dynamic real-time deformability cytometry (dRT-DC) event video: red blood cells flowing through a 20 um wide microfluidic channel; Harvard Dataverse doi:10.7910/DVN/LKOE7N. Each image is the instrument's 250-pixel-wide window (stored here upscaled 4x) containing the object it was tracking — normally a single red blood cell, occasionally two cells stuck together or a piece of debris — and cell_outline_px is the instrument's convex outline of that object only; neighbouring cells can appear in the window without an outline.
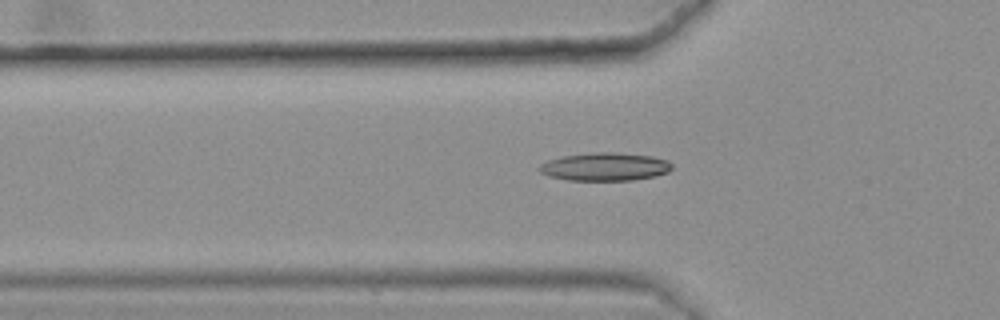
{"species": "common noctule bat (a hibernating species)", "species_latin": "Nyctalus noctula", "temperature_condition": "warm", "stored_images_in_passage": 42, "camera_frame_rate_fps": 3000, "um_per_image_px": 0.085, "animal": {"sex": "female", "body_mass_g": 25.1}, "frame": {"image": 1, "passage_image": 12, "time_ms": 3.667, "image_size_px": [1000, 320], "cell_outline_px": [[672, 168], [668, 172], [656, 176], [632, 180], [568, 180], [548, 176], [540, 172], [536, 168], [540, 164], [548, 160], [560, 156], [592, 152], [616, 152], [652, 156], [668, 160], [672, 164]], "centroid_in_image_um": [51.4, 14.16], "position_along_channel_um": 74.4, "area_um2": 21.96}}
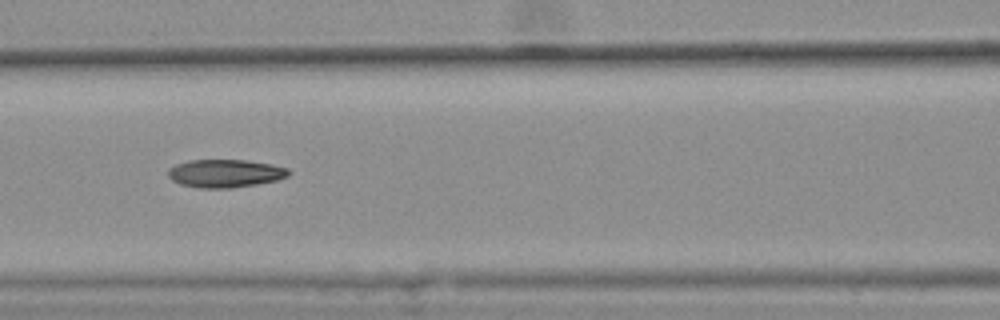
{"frame": {"image": 2, "passage_image": 18, "time_ms": 5.667, "image_size_px": [1000, 320], "cell_outline_px": [[292, 172], [288, 176], [276, 180], [256, 184], [228, 188], [200, 188], [180, 184], [172, 180], [168, 176], [168, 168], [176, 164], [188, 160], [244, 160], [272, 164], [288, 168]], "centroid_in_image_um": [19.13, 14.73], "position_along_channel_um": 147.5, "area_um2": 19.71}}
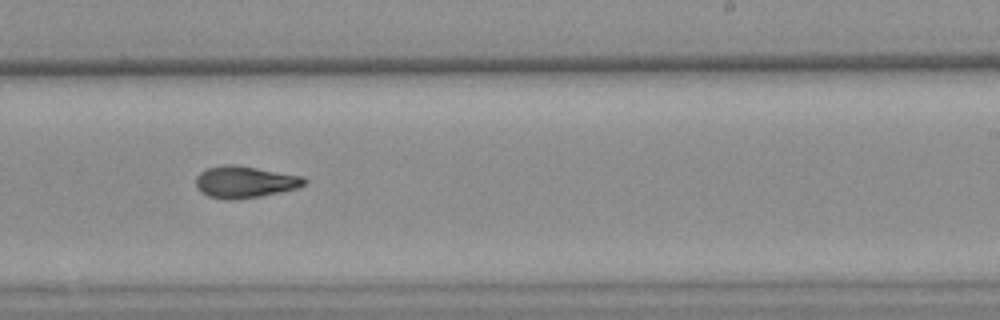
{"frame": {"image": 3, "passage_image": 28, "time_ms": 9.0, "image_size_px": [1000, 320], "cell_outline_px": [[308, 184], [300, 188], [260, 196], [228, 200], [208, 196], [200, 192], [196, 184], [196, 176], [200, 172], [208, 168], [224, 164], [236, 164], [304, 176], [308, 180]], "centroid_in_image_um": [20.86, 15.45], "position_along_channel_um": 268.1, "area_um2": 20.35}, "authors_computed_cell_mechanics": {"area_um2": 19.7965, "velocity_mm_per_s": 3.6283, "shape_relaxation_time_tau1_ms": null, "shape_relaxation_time_tau2_ms": 3.5285, "deformation_change_tau1": null, "deformation_change_tau2": 0.1152}}